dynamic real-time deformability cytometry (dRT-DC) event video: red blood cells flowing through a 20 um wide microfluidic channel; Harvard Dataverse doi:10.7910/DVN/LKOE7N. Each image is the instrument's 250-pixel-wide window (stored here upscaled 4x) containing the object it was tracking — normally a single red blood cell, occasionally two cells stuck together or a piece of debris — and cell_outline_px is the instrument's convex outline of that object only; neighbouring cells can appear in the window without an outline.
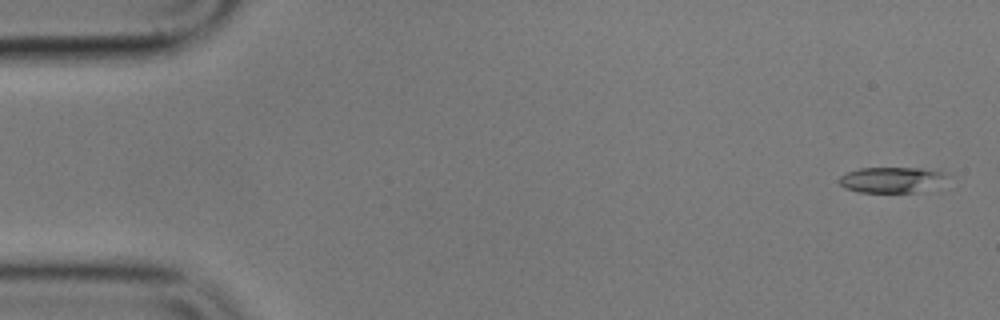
{"species": "common noctule bat (a hibernating species)", "species_latin": "Nyctalus noctula", "temperature_condition": "cold", "stored_images_in_passage": 14, "camera_frame_rate_fps": 3000, "um_per_image_px": 0.085, "animal": {"sex": "male", "body_mass_g": 17.9}, "frame": {"image": 1, "passage_image": 2, "time_ms": 0.333, "image_size_px": [1000, 320], "cell_outline_px": [[940, 176], [916, 192], [860, 192], [844, 188], [840, 184], [840, 176], [848, 172], [860, 168], [920, 168], [940, 172]], "centroid_in_image_um": [75.48, 15.27], "position_along_channel_um": 9.5, "area_um2": 14.74}}
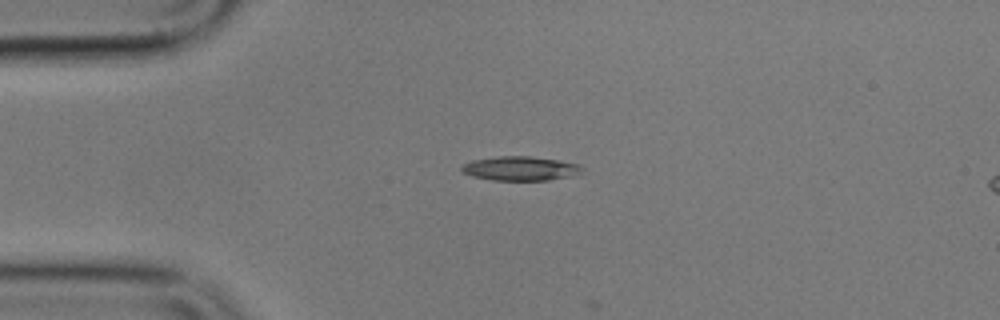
{"frame": {"image": 2, "passage_image": 13, "time_ms": 4.0, "image_size_px": [1000, 320], "cell_outline_px": [[584, 168], [568, 176], [548, 180], [492, 180], [472, 176], [464, 172], [460, 168], [464, 164], [472, 160], [500, 156], [528, 156], [556, 160], [576, 164]], "centroid_in_image_um": [44.14, 14.32], "position_along_channel_um": 40.9, "area_um2": 16.47}}